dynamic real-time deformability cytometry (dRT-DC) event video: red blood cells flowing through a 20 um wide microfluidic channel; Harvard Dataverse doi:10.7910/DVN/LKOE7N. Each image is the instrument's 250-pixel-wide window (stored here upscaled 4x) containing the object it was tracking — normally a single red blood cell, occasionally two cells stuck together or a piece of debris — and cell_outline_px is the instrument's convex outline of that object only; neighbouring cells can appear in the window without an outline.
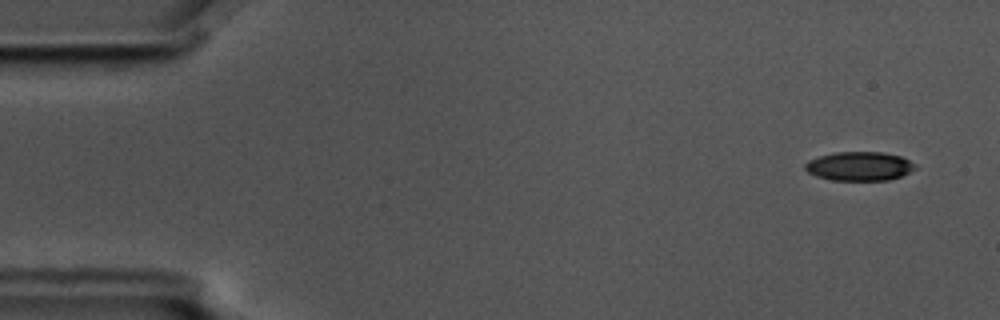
{"species": "common noctule bat (a hibernating species)", "species_latin": "Nyctalus noctula", "temperature_condition": "cold", "stored_images_in_passage": 57, "camera_frame_rate_fps": 3000, "um_per_image_px": 0.085, "animal": {"sex": "male", "body_mass_g": 17.5, "forearm_length_mm": 52.3}, "frame": {"image": 1, "passage_image": 4, "time_ms": 1.0, "image_size_px": [1000, 320], "cell_outline_px": [[916, 168], [900, 176], [888, 180], [832, 180], [816, 176], [808, 172], [804, 168], [804, 164], [808, 160], [820, 156], [836, 152], [880, 152], [900, 156], [916, 164]], "centroid_in_image_um": [73.02, 14.13], "position_along_channel_um": 12.0, "area_um2": 18.44}}
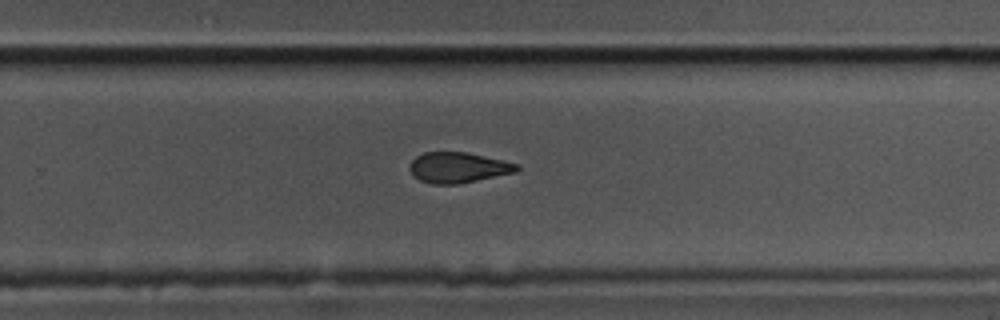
{"frame": {"image": 2, "passage_image": 37, "time_ms": 12.0, "image_size_px": [1000, 320], "cell_outline_px": [[520, 168], [516, 172], [456, 184], [432, 184], [420, 180], [408, 168], [412, 160], [416, 156], [424, 152], [468, 152], [520, 164]], "centroid_in_image_um": [38.95, 14.23], "position_along_channel_um": 290.8, "area_um2": 18.96}}
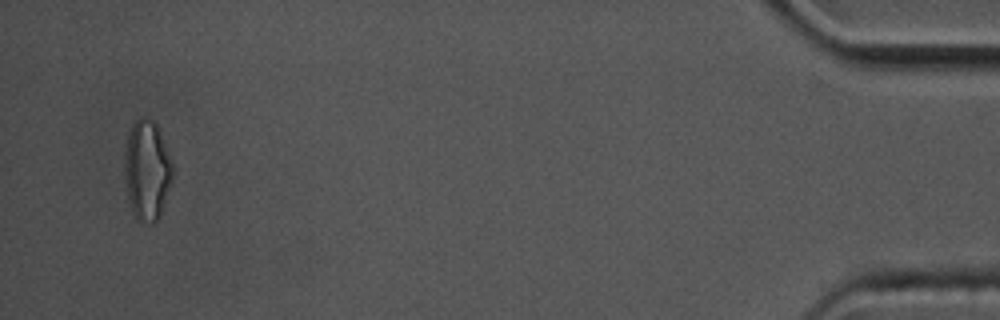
{"frame": {"image": 3, "passage_image": 55, "time_ms": 18.0, "image_size_px": [1000, 320], "cell_outline_px": [[172, 176], [160, 216], [152, 224], [144, 224], [136, 220], [132, 212], [128, 196], [124, 176], [124, 152], [128, 136], [132, 124], [140, 116], [144, 116], [152, 120], [156, 124], [160, 132], [172, 164]], "centroid_in_image_um": [12.46, 14.49], "position_along_channel_um": 422.7, "area_um2": 27.92}, "authors_computed_cell_mechanics": {"area_um2": 20.23, "velocity_mm_per_s": 3.5843, "shape_relaxation_time_tau1_ms": 8.9853, "shape_relaxation_time_tau2_ms": 6.0248, "deformation_change_tau1": 0.1699, "deformation_change_tau2": 0.1484}}